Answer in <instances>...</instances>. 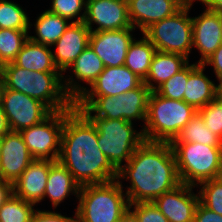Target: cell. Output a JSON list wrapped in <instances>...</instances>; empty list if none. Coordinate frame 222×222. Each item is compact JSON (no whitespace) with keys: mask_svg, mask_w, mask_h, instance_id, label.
Segmentation results:
<instances>
[{"mask_svg":"<svg viewBox=\"0 0 222 222\" xmlns=\"http://www.w3.org/2000/svg\"><path fill=\"white\" fill-rule=\"evenodd\" d=\"M57 161L80 187L107 183L118 176V170L99 148L95 126L75 106L65 110Z\"/></svg>","mask_w":222,"mask_h":222,"instance_id":"6da1fadb","label":"cell"},{"mask_svg":"<svg viewBox=\"0 0 222 222\" xmlns=\"http://www.w3.org/2000/svg\"><path fill=\"white\" fill-rule=\"evenodd\" d=\"M123 179L130 182L125 191L129 204L153 202L175 189L182 182L170 143L144 141L118 170L117 180Z\"/></svg>","mask_w":222,"mask_h":222,"instance_id":"7a4b0ae2","label":"cell"},{"mask_svg":"<svg viewBox=\"0 0 222 222\" xmlns=\"http://www.w3.org/2000/svg\"><path fill=\"white\" fill-rule=\"evenodd\" d=\"M0 71L6 88L41 101L53 112L74 107V101L65 91L61 72L31 71L13 62L3 65Z\"/></svg>","mask_w":222,"mask_h":222,"instance_id":"3957f363","label":"cell"},{"mask_svg":"<svg viewBox=\"0 0 222 222\" xmlns=\"http://www.w3.org/2000/svg\"><path fill=\"white\" fill-rule=\"evenodd\" d=\"M122 183L113 180L81 186L75 208L77 222H119L129 211V201Z\"/></svg>","mask_w":222,"mask_h":222,"instance_id":"277c9868","label":"cell"},{"mask_svg":"<svg viewBox=\"0 0 222 222\" xmlns=\"http://www.w3.org/2000/svg\"><path fill=\"white\" fill-rule=\"evenodd\" d=\"M151 90L142 82L137 88L118 96H80L74 106L85 116L107 119H125L146 123Z\"/></svg>","mask_w":222,"mask_h":222,"instance_id":"5b68a950","label":"cell"},{"mask_svg":"<svg viewBox=\"0 0 222 222\" xmlns=\"http://www.w3.org/2000/svg\"><path fill=\"white\" fill-rule=\"evenodd\" d=\"M197 112L183 100L162 97L152 91L146 123L142 128L145 141L170 143Z\"/></svg>","mask_w":222,"mask_h":222,"instance_id":"8992f818","label":"cell"},{"mask_svg":"<svg viewBox=\"0 0 222 222\" xmlns=\"http://www.w3.org/2000/svg\"><path fill=\"white\" fill-rule=\"evenodd\" d=\"M170 145L183 184L197 187L202 182L219 178L222 146L190 142H170Z\"/></svg>","mask_w":222,"mask_h":222,"instance_id":"52a82bcc","label":"cell"},{"mask_svg":"<svg viewBox=\"0 0 222 222\" xmlns=\"http://www.w3.org/2000/svg\"><path fill=\"white\" fill-rule=\"evenodd\" d=\"M86 117L97 130L99 148L117 170L128 162L136 148L145 141L143 130H136L134 122L97 116Z\"/></svg>","mask_w":222,"mask_h":222,"instance_id":"ba28073f","label":"cell"},{"mask_svg":"<svg viewBox=\"0 0 222 222\" xmlns=\"http://www.w3.org/2000/svg\"><path fill=\"white\" fill-rule=\"evenodd\" d=\"M193 4H184L173 15L149 26L142 34L155 46L156 51L178 53L190 58L193 47Z\"/></svg>","mask_w":222,"mask_h":222,"instance_id":"9c48e42d","label":"cell"},{"mask_svg":"<svg viewBox=\"0 0 222 222\" xmlns=\"http://www.w3.org/2000/svg\"><path fill=\"white\" fill-rule=\"evenodd\" d=\"M64 121L65 110L53 112L41 123L20 132L34 159L57 161Z\"/></svg>","mask_w":222,"mask_h":222,"instance_id":"30bf717a","label":"cell"},{"mask_svg":"<svg viewBox=\"0 0 222 222\" xmlns=\"http://www.w3.org/2000/svg\"><path fill=\"white\" fill-rule=\"evenodd\" d=\"M1 105L10 131L16 132L41 123L53 113L41 101L6 87L3 90Z\"/></svg>","mask_w":222,"mask_h":222,"instance_id":"8fae6325","label":"cell"},{"mask_svg":"<svg viewBox=\"0 0 222 222\" xmlns=\"http://www.w3.org/2000/svg\"><path fill=\"white\" fill-rule=\"evenodd\" d=\"M83 22L91 32L134 28L129 20L128 2L125 0H86Z\"/></svg>","mask_w":222,"mask_h":222,"instance_id":"7c38bea8","label":"cell"},{"mask_svg":"<svg viewBox=\"0 0 222 222\" xmlns=\"http://www.w3.org/2000/svg\"><path fill=\"white\" fill-rule=\"evenodd\" d=\"M135 28L91 32L89 45L105 67L124 65Z\"/></svg>","mask_w":222,"mask_h":222,"instance_id":"4fadbf2b","label":"cell"},{"mask_svg":"<svg viewBox=\"0 0 222 222\" xmlns=\"http://www.w3.org/2000/svg\"><path fill=\"white\" fill-rule=\"evenodd\" d=\"M194 186L181 183L175 189L157 197L153 203L169 222H193L199 203Z\"/></svg>","mask_w":222,"mask_h":222,"instance_id":"5bb4252c","label":"cell"},{"mask_svg":"<svg viewBox=\"0 0 222 222\" xmlns=\"http://www.w3.org/2000/svg\"><path fill=\"white\" fill-rule=\"evenodd\" d=\"M34 160L24 143L21 133L9 131L0 141V178L14 183Z\"/></svg>","mask_w":222,"mask_h":222,"instance_id":"9a60e30c","label":"cell"},{"mask_svg":"<svg viewBox=\"0 0 222 222\" xmlns=\"http://www.w3.org/2000/svg\"><path fill=\"white\" fill-rule=\"evenodd\" d=\"M104 68L105 66L102 60L94 52L91 46L88 45L67 69L70 71V75L65 76L63 74L65 91L74 102L97 79ZM81 82L86 83L88 87L81 86Z\"/></svg>","mask_w":222,"mask_h":222,"instance_id":"2e32d148","label":"cell"},{"mask_svg":"<svg viewBox=\"0 0 222 222\" xmlns=\"http://www.w3.org/2000/svg\"><path fill=\"white\" fill-rule=\"evenodd\" d=\"M90 34L84 22H71L52 45L51 48H56L52 52L55 65L62 74L67 73V69L89 45Z\"/></svg>","mask_w":222,"mask_h":222,"instance_id":"e0dca14e","label":"cell"},{"mask_svg":"<svg viewBox=\"0 0 222 222\" xmlns=\"http://www.w3.org/2000/svg\"><path fill=\"white\" fill-rule=\"evenodd\" d=\"M142 82L125 65L105 67L81 96H118L137 88Z\"/></svg>","mask_w":222,"mask_h":222,"instance_id":"ac0fdd59","label":"cell"},{"mask_svg":"<svg viewBox=\"0 0 222 222\" xmlns=\"http://www.w3.org/2000/svg\"><path fill=\"white\" fill-rule=\"evenodd\" d=\"M184 4L182 0H129V20L132 27L142 34L152 24L173 15Z\"/></svg>","mask_w":222,"mask_h":222,"instance_id":"d6986e66","label":"cell"},{"mask_svg":"<svg viewBox=\"0 0 222 222\" xmlns=\"http://www.w3.org/2000/svg\"><path fill=\"white\" fill-rule=\"evenodd\" d=\"M204 11L192 17L193 46L200 53L196 63L202 64L222 44V32L217 12L203 7Z\"/></svg>","mask_w":222,"mask_h":222,"instance_id":"ffe728a7","label":"cell"},{"mask_svg":"<svg viewBox=\"0 0 222 222\" xmlns=\"http://www.w3.org/2000/svg\"><path fill=\"white\" fill-rule=\"evenodd\" d=\"M49 169L50 160L34 159L12 184L13 193L38 206L43 201Z\"/></svg>","mask_w":222,"mask_h":222,"instance_id":"44dd1931","label":"cell"},{"mask_svg":"<svg viewBox=\"0 0 222 222\" xmlns=\"http://www.w3.org/2000/svg\"><path fill=\"white\" fill-rule=\"evenodd\" d=\"M206 67L198 63H188V79L183 101L196 110L203 108L216 97V83L204 74Z\"/></svg>","mask_w":222,"mask_h":222,"instance_id":"7402d4cb","label":"cell"},{"mask_svg":"<svg viewBox=\"0 0 222 222\" xmlns=\"http://www.w3.org/2000/svg\"><path fill=\"white\" fill-rule=\"evenodd\" d=\"M80 186L75 182L72 174L58 161L50 160L49 175L44 192V199L50 198L53 209L64 202L70 195L78 199Z\"/></svg>","mask_w":222,"mask_h":222,"instance_id":"603a6c76","label":"cell"},{"mask_svg":"<svg viewBox=\"0 0 222 222\" xmlns=\"http://www.w3.org/2000/svg\"><path fill=\"white\" fill-rule=\"evenodd\" d=\"M189 62V59L184 55L156 51L151 61L149 73L143 82L151 91H155Z\"/></svg>","mask_w":222,"mask_h":222,"instance_id":"cb8c5ba5","label":"cell"},{"mask_svg":"<svg viewBox=\"0 0 222 222\" xmlns=\"http://www.w3.org/2000/svg\"><path fill=\"white\" fill-rule=\"evenodd\" d=\"M50 46L31 41L29 38L14 59L21 68L37 72H60L55 65Z\"/></svg>","mask_w":222,"mask_h":222,"instance_id":"d4e9b609","label":"cell"},{"mask_svg":"<svg viewBox=\"0 0 222 222\" xmlns=\"http://www.w3.org/2000/svg\"><path fill=\"white\" fill-rule=\"evenodd\" d=\"M36 21L29 22V30L34 26L35 35H30L29 39L35 43L52 45L61 37L70 25V21L57 14L50 12L48 9L39 14Z\"/></svg>","mask_w":222,"mask_h":222,"instance_id":"484cf974","label":"cell"},{"mask_svg":"<svg viewBox=\"0 0 222 222\" xmlns=\"http://www.w3.org/2000/svg\"><path fill=\"white\" fill-rule=\"evenodd\" d=\"M130 43L124 65L144 81L149 73L151 61L156 52L155 46L142 34Z\"/></svg>","mask_w":222,"mask_h":222,"instance_id":"4316f807","label":"cell"},{"mask_svg":"<svg viewBox=\"0 0 222 222\" xmlns=\"http://www.w3.org/2000/svg\"><path fill=\"white\" fill-rule=\"evenodd\" d=\"M171 142L202 143L209 146H222V140L214 135L197 112Z\"/></svg>","mask_w":222,"mask_h":222,"instance_id":"83f0119b","label":"cell"},{"mask_svg":"<svg viewBox=\"0 0 222 222\" xmlns=\"http://www.w3.org/2000/svg\"><path fill=\"white\" fill-rule=\"evenodd\" d=\"M29 30L0 28V68L12 63L29 38Z\"/></svg>","mask_w":222,"mask_h":222,"instance_id":"f1b7e54d","label":"cell"},{"mask_svg":"<svg viewBox=\"0 0 222 222\" xmlns=\"http://www.w3.org/2000/svg\"><path fill=\"white\" fill-rule=\"evenodd\" d=\"M35 206L12 193L0 207V222H30Z\"/></svg>","mask_w":222,"mask_h":222,"instance_id":"f546056e","label":"cell"},{"mask_svg":"<svg viewBox=\"0 0 222 222\" xmlns=\"http://www.w3.org/2000/svg\"><path fill=\"white\" fill-rule=\"evenodd\" d=\"M22 6L10 0H0V28L29 30V16Z\"/></svg>","mask_w":222,"mask_h":222,"instance_id":"4dcf8cb0","label":"cell"},{"mask_svg":"<svg viewBox=\"0 0 222 222\" xmlns=\"http://www.w3.org/2000/svg\"><path fill=\"white\" fill-rule=\"evenodd\" d=\"M199 201L208 209L222 215V180L215 178L200 183Z\"/></svg>","mask_w":222,"mask_h":222,"instance_id":"1f68e13d","label":"cell"},{"mask_svg":"<svg viewBox=\"0 0 222 222\" xmlns=\"http://www.w3.org/2000/svg\"><path fill=\"white\" fill-rule=\"evenodd\" d=\"M49 11L71 22H83L86 13V0H51ZM83 11V12H82ZM74 19V20H73Z\"/></svg>","mask_w":222,"mask_h":222,"instance_id":"d6a6232c","label":"cell"},{"mask_svg":"<svg viewBox=\"0 0 222 222\" xmlns=\"http://www.w3.org/2000/svg\"><path fill=\"white\" fill-rule=\"evenodd\" d=\"M188 79V64L178 73L161 84L155 92L162 97L174 100H183L185 85Z\"/></svg>","mask_w":222,"mask_h":222,"instance_id":"836d02e7","label":"cell"},{"mask_svg":"<svg viewBox=\"0 0 222 222\" xmlns=\"http://www.w3.org/2000/svg\"><path fill=\"white\" fill-rule=\"evenodd\" d=\"M205 126L222 140V99L215 97L210 103L198 110Z\"/></svg>","mask_w":222,"mask_h":222,"instance_id":"e575fe53","label":"cell"},{"mask_svg":"<svg viewBox=\"0 0 222 222\" xmlns=\"http://www.w3.org/2000/svg\"><path fill=\"white\" fill-rule=\"evenodd\" d=\"M129 211L138 222H169L153 202L129 204Z\"/></svg>","mask_w":222,"mask_h":222,"instance_id":"d590c367","label":"cell"},{"mask_svg":"<svg viewBox=\"0 0 222 222\" xmlns=\"http://www.w3.org/2000/svg\"><path fill=\"white\" fill-rule=\"evenodd\" d=\"M30 222H77L76 211L73 217H67L56 211L37 210L32 215Z\"/></svg>","mask_w":222,"mask_h":222,"instance_id":"8d00e7d4","label":"cell"},{"mask_svg":"<svg viewBox=\"0 0 222 222\" xmlns=\"http://www.w3.org/2000/svg\"><path fill=\"white\" fill-rule=\"evenodd\" d=\"M193 222H222V215L206 208L199 201Z\"/></svg>","mask_w":222,"mask_h":222,"instance_id":"74e56055","label":"cell"},{"mask_svg":"<svg viewBox=\"0 0 222 222\" xmlns=\"http://www.w3.org/2000/svg\"><path fill=\"white\" fill-rule=\"evenodd\" d=\"M202 65L205 67H213L216 79L222 77V44L202 63Z\"/></svg>","mask_w":222,"mask_h":222,"instance_id":"f35d334b","label":"cell"},{"mask_svg":"<svg viewBox=\"0 0 222 222\" xmlns=\"http://www.w3.org/2000/svg\"><path fill=\"white\" fill-rule=\"evenodd\" d=\"M12 193H13L12 183L2 180L0 178V207L12 195Z\"/></svg>","mask_w":222,"mask_h":222,"instance_id":"ab89813d","label":"cell"},{"mask_svg":"<svg viewBox=\"0 0 222 222\" xmlns=\"http://www.w3.org/2000/svg\"><path fill=\"white\" fill-rule=\"evenodd\" d=\"M10 131L5 113L2 105L0 104V138Z\"/></svg>","mask_w":222,"mask_h":222,"instance_id":"60d3db41","label":"cell"},{"mask_svg":"<svg viewBox=\"0 0 222 222\" xmlns=\"http://www.w3.org/2000/svg\"><path fill=\"white\" fill-rule=\"evenodd\" d=\"M208 10L217 12L222 10V0H205L203 3Z\"/></svg>","mask_w":222,"mask_h":222,"instance_id":"b9f144b4","label":"cell"},{"mask_svg":"<svg viewBox=\"0 0 222 222\" xmlns=\"http://www.w3.org/2000/svg\"><path fill=\"white\" fill-rule=\"evenodd\" d=\"M119 222H138L136 217L128 211Z\"/></svg>","mask_w":222,"mask_h":222,"instance_id":"7bdbcfd3","label":"cell"},{"mask_svg":"<svg viewBox=\"0 0 222 222\" xmlns=\"http://www.w3.org/2000/svg\"><path fill=\"white\" fill-rule=\"evenodd\" d=\"M218 83L216 84V96L222 99V77L217 78Z\"/></svg>","mask_w":222,"mask_h":222,"instance_id":"ee69618b","label":"cell"},{"mask_svg":"<svg viewBox=\"0 0 222 222\" xmlns=\"http://www.w3.org/2000/svg\"><path fill=\"white\" fill-rule=\"evenodd\" d=\"M4 88H5L4 78H3L2 72L0 71V104H1Z\"/></svg>","mask_w":222,"mask_h":222,"instance_id":"f6af8a7d","label":"cell"},{"mask_svg":"<svg viewBox=\"0 0 222 222\" xmlns=\"http://www.w3.org/2000/svg\"><path fill=\"white\" fill-rule=\"evenodd\" d=\"M218 15H219V20L221 23V32H222V10L221 11H217Z\"/></svg>","mask_w":222,"mask_h":222,"instance_id":"bcb514c9","label":"cell"},{"mask_svg":"<svg viewBox=\"0 0 222 222\" xmlns=\"http://www.w3.org/2000/svg\"><path fill=\"white\" fill-rule=\"evenodd\" d=\"M196 1H197V2L199 1V2L203 3L205 0H190V4H193V3L196 2Z\"/></svg>","mask_w":222,"mask_h":222,"instance_id":"7dc6e473","label":"cell"},{"mask_svg":"<svg viewBox=\"0 0 222 222\" xmlns=\"http://www.w3.org/2000/svg\"><path fill=\"white\" fill-rule=\"evenodd\" d=\"M185 4H190V0H182Z\"/></svg>","mask_w":222,"mask_h":222,"instance_id":"c3c4849f","label":"cell"},{"mask_svg":"<svg viewBox=\"0 0 222 222\" xmlns=\"http://www.w3.org/2000/svg\"><path fill=\"white\" fill-rule=\"evenodd\" d=\"M219 178L222 180V167H221Z\"/></svg>","mask_w":222,"mask_h":222,"instance_id":"681fc988","label":"cell"}]
</instances>
